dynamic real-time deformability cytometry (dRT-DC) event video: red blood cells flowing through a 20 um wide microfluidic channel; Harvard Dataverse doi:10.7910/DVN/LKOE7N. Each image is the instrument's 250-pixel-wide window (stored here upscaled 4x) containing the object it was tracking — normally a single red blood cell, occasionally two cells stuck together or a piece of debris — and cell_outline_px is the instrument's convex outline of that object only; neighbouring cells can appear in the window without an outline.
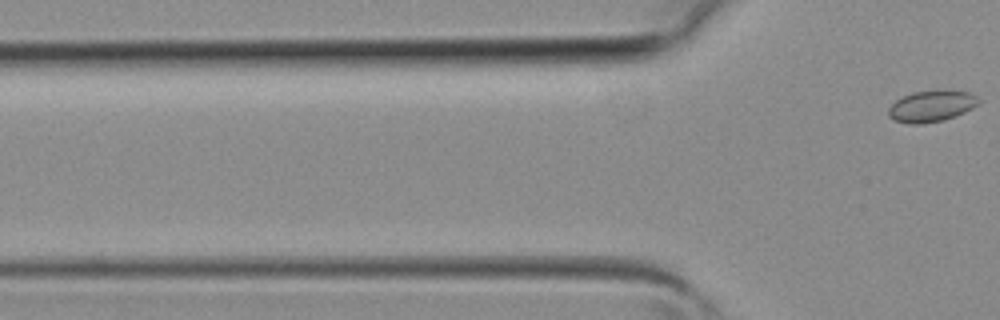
{"species": "common noctule bat (a hibernating species)", "species_latin": "Nyctalus noctula", "temperature_condition": "room temperature", "stored_images_in_passage": 2, "camera_frame_rate_fps": 3000, "um_per_image_px": 0.085, "animal": {"sex": "female", "body_mass_g": 19.3, "forearm_length_mm": 54.1}, "frame": {"image": 1, "passage_image": 2, "time_ms": 0.333, "image_size_px": [1000, 320], "cell_outline_px": [[980, 100], [972, 108], [956, 116], [944, 120], [920, 124], [912, 124], [892, 120], [888, 116], [888, 108], [896, 100], [912, 92], [948, 88], [968, 92], [976, 96]], "centroid_in_image_um": [79.17, 9.0], "position_along_channel_um": 46.6, "area_um2": 16.76}}